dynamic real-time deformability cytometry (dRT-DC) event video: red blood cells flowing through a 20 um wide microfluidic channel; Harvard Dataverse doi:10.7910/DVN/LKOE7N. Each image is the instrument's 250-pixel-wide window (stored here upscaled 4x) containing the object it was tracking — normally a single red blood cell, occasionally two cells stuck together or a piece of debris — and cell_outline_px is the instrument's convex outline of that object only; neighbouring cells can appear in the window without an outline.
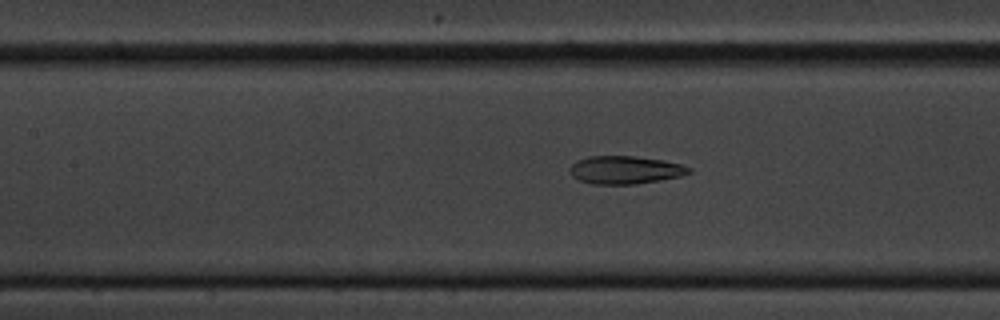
{"species": "common noctule bat (a hibernating species)", "species_latin": "Nyctalus noctula", "temperature_condition": "cold", "stored_images_in_passage": 60, "camera_frame_rate_fps": 3000, "um_per_image_px": 0.085, "animal": {"sex": "male", "body_mass_g": 20.1, "forearm_length_mm": 53.5}, "frame": {"image": 1, "passage_image": 27, "time_ms": 8.667, "image_size_px": [1000, 320], "cell_outline_px": [[692, 172], [680, 176], [660, 180], [636, 184], [592, 184], [580, 180], [572, 176], [568, 172], [568, 168], [576, 160], [588, 156], [632, 156], [664, 160], [680, 164], [692, 168]], "centroid_in_image_um": [53.11, 14.44], "position_along_channel_um": 154.3, "area_um2": 19.54}}
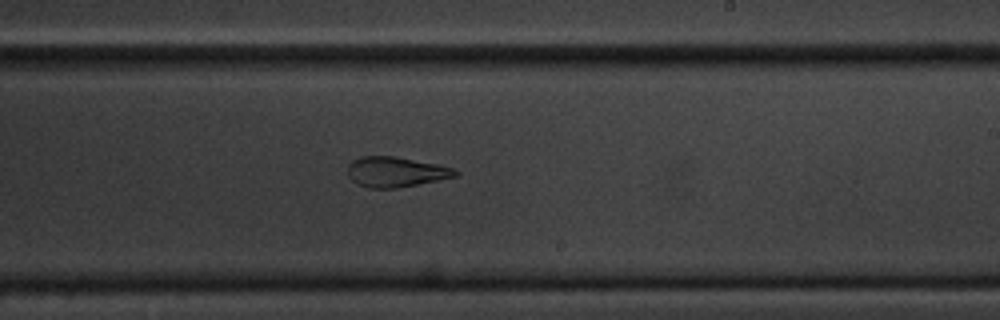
{"frame": {"image": 2, "passage_image": 36, "time_ms": 11.667, "image_size_px": [1000, 320], "cell_outline_px": [[460, 172], [456, 176], [396, 188], [368, 188], [356, 184], [348, 176], [348, 164], [352, 160], [360, 156], [396, 156], [436, 164], [452, 168]], "centroid_in_image_um": [33.58, 14.6], "position_along_channel_um": 255.4, "area_um2": 18.84}}
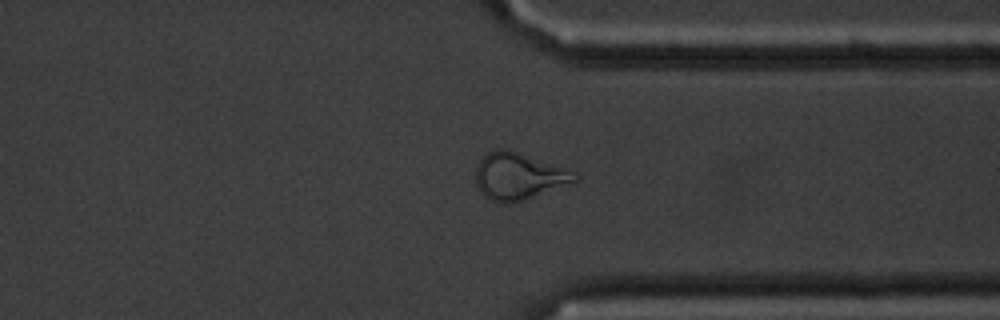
{"frame": {"image": 3, "passage_image": 46, "time_ms": 15.0, "image_size_px": [1000, 320], "cell_outline_px": [[580, 176], [576, 180], [532, 196], [508, 204], [504, 204], [492, 200], [484, 196], [476, 184], [476, 168], [480, 160], [488, 152], [496, 148], [504, 148], [568, 168], [576, 172]], "centroid_in_image_um": [44.05, 14.95], "position_along_channel_um": 367.3, "area_um2": 26.53}, "authors_computed_cell_mechanics": {"area_um2": 21.2993, "velocity_mm_per_s": 3.3836, "shape_relaxation_time_tau1_ms": 10.0825, "shape_relaxation_time_tau2_ms": 2.99, "deformation_change_tau1": 0.2486, "deformation_change_tau2": 0.1193}}